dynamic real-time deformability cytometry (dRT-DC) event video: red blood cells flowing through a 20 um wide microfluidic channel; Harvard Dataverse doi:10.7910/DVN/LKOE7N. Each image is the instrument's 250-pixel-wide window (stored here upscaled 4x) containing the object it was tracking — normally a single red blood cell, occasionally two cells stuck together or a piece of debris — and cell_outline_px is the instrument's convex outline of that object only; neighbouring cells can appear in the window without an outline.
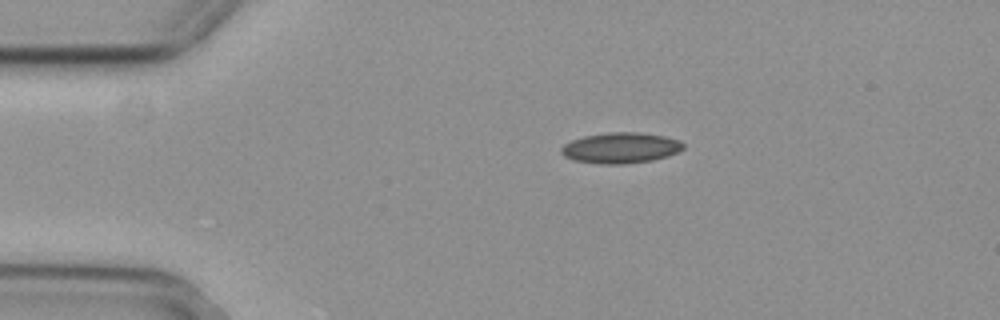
{"species": "common noctule bat (a hibernating species)", "species_latin": "Nyctalus noctula", "temperature_condition": "cold", "stored_images_in_passage": 11, "camera_frame_rate_fps": 3000, "um_per_image_px": 0.085, "animal": {"sex": "female", "body_mass_g": 29.2, "forearm_length_mm": 56.3}, "frame": {"image": 1, "passage_image": 1, "time_ms": 0.0, "image_size_px": [1000, 320], "cell_outline_px": [[684, 148], [680, 152], [668, 156], [652, 160], [624, 164], [600, 164], [572, 160], [564, 156], [560, 152], [560, 148], [564, 144], [572, 140], [584, 136], [608, 132], [640, 132], [664, 136], [680, 140], [684, 144]], "centroid_in_image_um": [52.76, 12.57], "position_along_channel_um": 32.2, "area_um2": 22.08}}
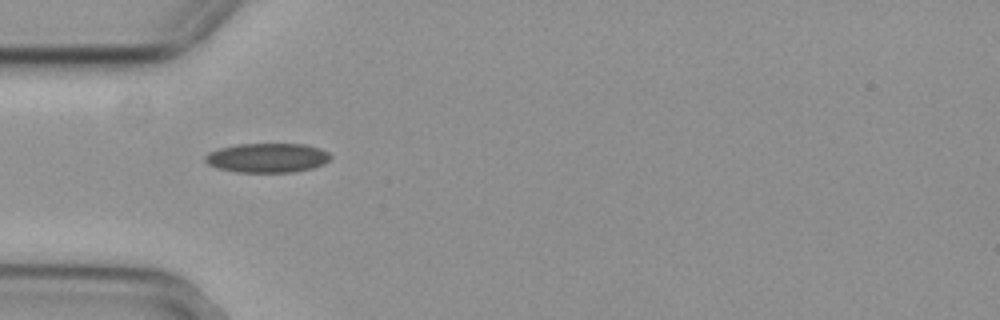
{"frame": {"image": 2, "passage_image": 7, "time_ms": 2.0, "image_size_px": [1000, 320], "cell_outline_px": [[332, 156], [324, 164], [312, 168], [292, 172], [236, 172], [216, 168], [208, 164], [204, 160], [204, 156], [208, 152], [220, 148], [236, 144], [304, 144], [320, 148], [328, 152]], "centroid_in_image_um": [22.7, 13.41], "position_along_channel_um": 62.3, "area_um2": 21.56}}
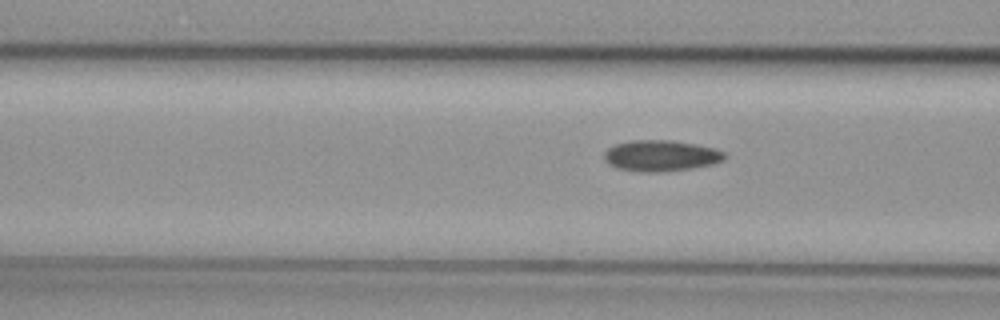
{"frame": {"image": 3, "passage_image": 11, "time_ms": 3.333, "image_size_px": [1000, 320], "cell_outline_px": [[728, 156], [724, 160], [712, 164], [692, 168], [664, 172], [640, 172], [616, 168], [608, 164], [604, 160], [604, 152], [608, 148], [616, 144], [632, 140], [672, 140], [696, 144], [712, 148], [724, 152]], "centroid_in_image_um": [56.16, 13.24], "position_along_channel_um": 110.4, "area_um2": 21.96}}